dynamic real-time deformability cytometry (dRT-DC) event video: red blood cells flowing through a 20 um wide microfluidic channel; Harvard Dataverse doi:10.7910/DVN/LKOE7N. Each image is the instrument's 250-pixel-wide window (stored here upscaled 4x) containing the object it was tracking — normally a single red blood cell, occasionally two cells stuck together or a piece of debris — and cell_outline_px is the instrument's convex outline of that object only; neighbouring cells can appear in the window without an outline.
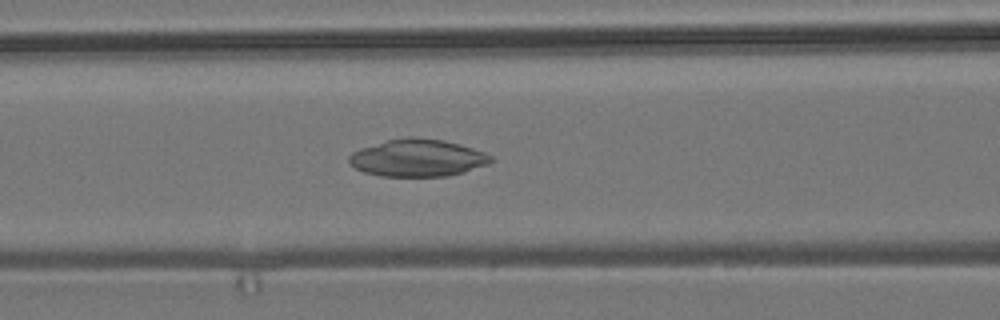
{"species": "common noctule bat (a hibernating species)", "species_latin": "Nyctalus noctula", "temperature_condition": "room temperature", "stored_images_in_passage": 55, "camera_frame_rate_fps": 3000, "um_per_image_px": 0.085, "animal": {"sex": "male", "body_mass_g": 19.2, "forearm_length_mm": 51.8}, "frame": {"image": 1, "passage_image": 23, "time_ms": 7.333, "image_size_px": [1000, 320], "cell_outline_px": [[496, 160], [488, 164], [464, 172], [448, 176], [380, 176], [364, 172], [348, 164], [348, 156], [352, 152], [360, 148], [388, 140], [444, 140], [460, 144], [484, 152], [492, 156]], "centroid_in_image_um": [35.51, 13.47], "position_along_channel_um": 131.1, "area_um2": 30.17}}
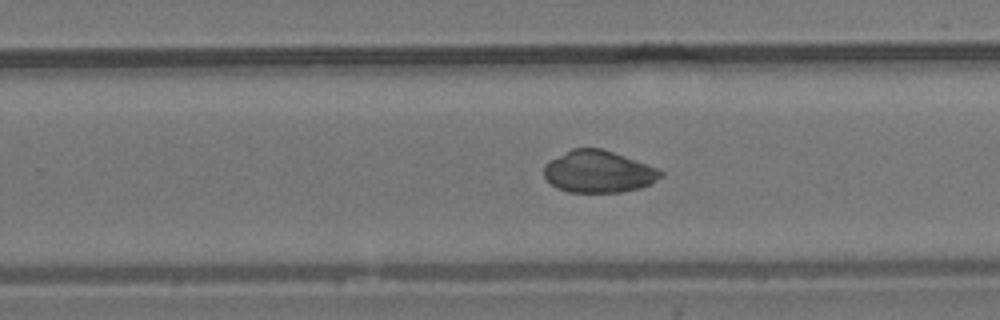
{"frame": {"image": 2, "passage_image": 35, "time_ms": 11.333, "image_size_px": [1000, 320], "cell_outline_px": [[664, 176], [652, 184], [640, 188], [620, 192], [568, 192], [556, 188], [544, 176], [544, 164], [548, 160], [572, 148], [600, 148], [624, 156], [656, 168], [664, 172]], "centroid_in_image_um": [50.86, 14.6], "position_along_channel_um": 278.9, "area_um2": 28.61}}
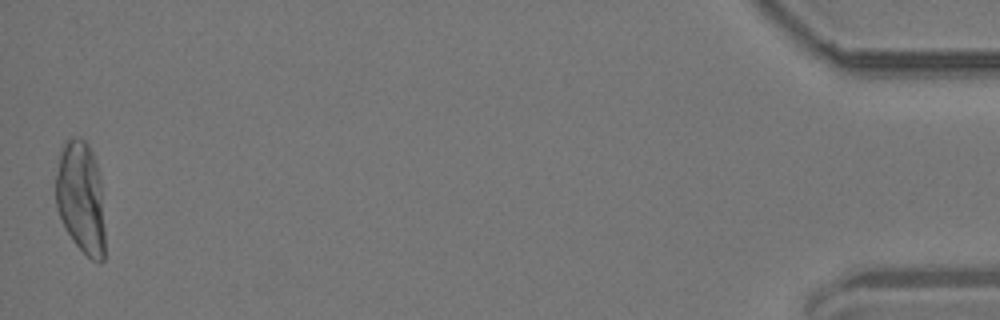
{"frame": {"image": 3, "passage_image": 55, "time_ms": 18.0, "image_size_px": [1000, 320], "cell_outline_px": [[104, 260], [100, 264], [92, 260], [72, 240], [64, 228], [56, 208], [56, 176], [60, 152], [64, 140], [68, 136], [80, 136], [88, 144], [92, 152], [96, 164], [100, 180], [104, 228]], "centroid_in_image_um": [6.85, 16.78], "position_along_channel_um": 428.3, "area_um2": 32.43}}